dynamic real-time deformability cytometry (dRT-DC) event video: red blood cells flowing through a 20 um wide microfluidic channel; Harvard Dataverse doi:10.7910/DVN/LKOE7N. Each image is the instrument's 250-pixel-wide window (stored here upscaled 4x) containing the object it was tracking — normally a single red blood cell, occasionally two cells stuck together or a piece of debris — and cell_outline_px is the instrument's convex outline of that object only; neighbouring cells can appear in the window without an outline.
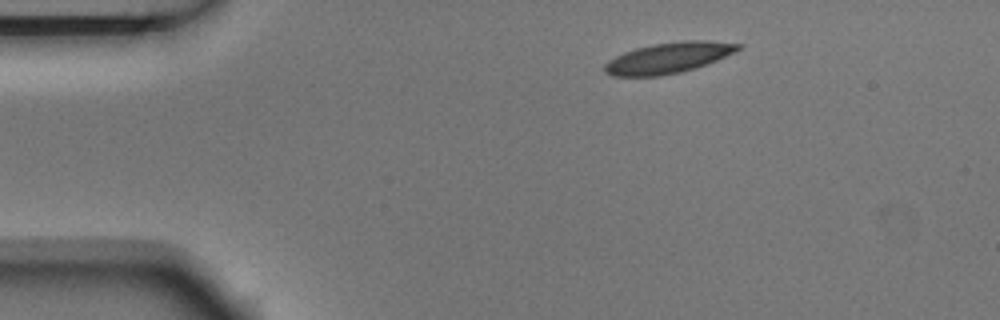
{"species": "Egyptian fruit bat (a non-hibernating species)", "species_latin": "Rousettus aegyptiacus", "temperature_condition": "room temperature", "stored_images_in_passage": 6, "camera_frame_rate_fps": 3000, "um_per_image_px": 0.085, "animal": {"sex": "male"}, "frame": {"image": 1, "passage_image": 6, "time_ms": 1.667, "image_size_px": [1000, 320], "cell_outline_px": [[744, 44], [736, 52], [696, 68], [680, 72], [660, 76], [612, 76], [604, 72], [604, 64], [608, 60], [624, 52], [636, 48], [652, 44], [684, 40], [708, 40]], "centroid_in_image_um": [56.82, 4.91], "position_along_channel_um": 28.2, "area_um2": 24.04}}